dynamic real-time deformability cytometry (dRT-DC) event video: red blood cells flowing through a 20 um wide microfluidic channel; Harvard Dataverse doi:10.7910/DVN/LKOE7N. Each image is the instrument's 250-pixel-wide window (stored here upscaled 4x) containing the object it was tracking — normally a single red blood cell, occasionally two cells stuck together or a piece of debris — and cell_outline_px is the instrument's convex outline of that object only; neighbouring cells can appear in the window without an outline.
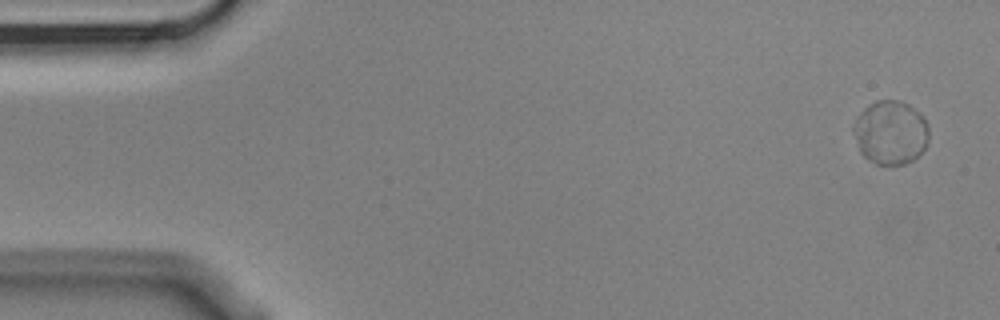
{"species": "Egyptian fruit bat (a non-hibernating species)", "species_latin": "Rousettus aegyptiacus", "temperature_condition": "cold", "stored_images_in_passage": 15, "camera_frame_rate_fps": 3000, "um_per_image_px": 0.085, "animal": {"sex": "male"}, "frame": {"image": 1, "passage_image": 1, "time_ms": 0.0, "image_size_px": [1000, 320], "cell_outline_px": [[928, 140], [924, 148], [912, 160], [904, 164], [876, 164], [868, 160], [860, 152], [852, 132], [852, 128], [860, 112], [864, 108], [876, 100], [900, 100], [908, 104], [924, 116], [928, 124]], "centroid_in_image_um": [75.68, 11.25], "position_along_channel_um": 9.3, "area_um2": 28.09}}
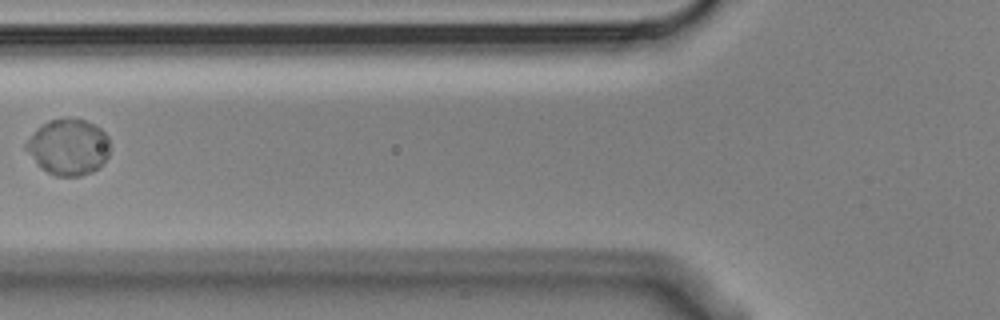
{"frame": {"image": 2, "passage_image": 6, "time_ms": 1.667, "image_size_px": [1000, 320], "cell_outline_px": [[112, 148], [108, 156], [100, 168], [92, 172], [80, 176], [56, 176], [40, 168], [36, 164], [24, 148], [24, 144], [36, 128], [48, 120], [84, 120], [100, 128], [108, 136]], "centroid_in_image_um": [5.82, 12.53], "position_along_channel_um": 120.0, "area_um2": 27.57}}
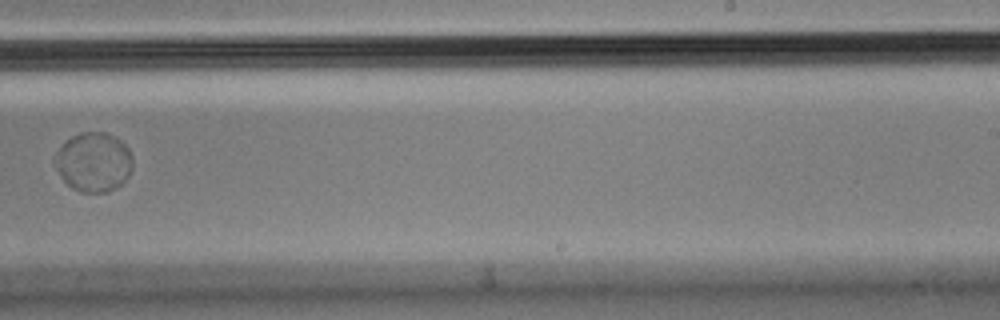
{"frame": {"image": 3, "passage_image": 10, "time_ms": 3.0, "image_size_px": [1000, 320], "cell_outline_px": [[132, 168], [128, 176], [120, 184], [108, 192], [80, 192], [72, 188], [64, 180], [52, 164], [60, 148], [72, 136], [80, 132], [104, 132], [120, 140], [128, 148], [132, 156]], "centroid_in_image_um": [7.95, 13.78], "position_along_channel_um": 281.0, "area_um2": 26.65}}